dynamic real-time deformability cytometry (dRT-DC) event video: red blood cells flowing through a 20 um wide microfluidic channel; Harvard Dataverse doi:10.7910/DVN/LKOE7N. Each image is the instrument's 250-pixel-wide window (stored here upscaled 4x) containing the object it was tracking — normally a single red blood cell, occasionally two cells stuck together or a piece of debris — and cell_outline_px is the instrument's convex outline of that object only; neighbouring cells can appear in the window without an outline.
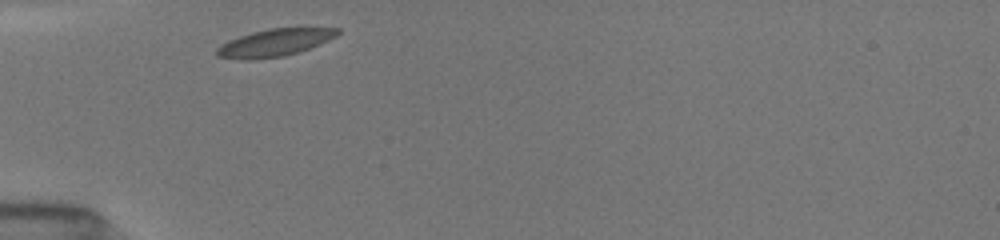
{"species": "common noctule bat (a hibernating species)", "species_latin": "Nyctalus noctula", "temperature_condition": "room temperature", "stored_images_in_passage": 29, "camera_frame_rate_fps": 3000, "um_per_image_px": 0.085, "animal": {"sex": "female", "body_mass_g": 19.5, "forearm_length_mm": 54.1}, "frame": {"image": 1, "passage_image": 1, "time_ms": 0.0, "image_size_px": [1000, 240], "cell_outline_px": [[340, 32], [336, 36], [328, 40], [308, 48], [284, 56], [248, 60], [240, 60], [216, 56], [216, 48], [220, 44], [228, 40], [252, 32], [268, 28], [300, 24], [340, 28]], "centroid_in_image_um": [23.41, 3.56], "position_along_channel_um": 61.6, "area_um2": 20.17}}
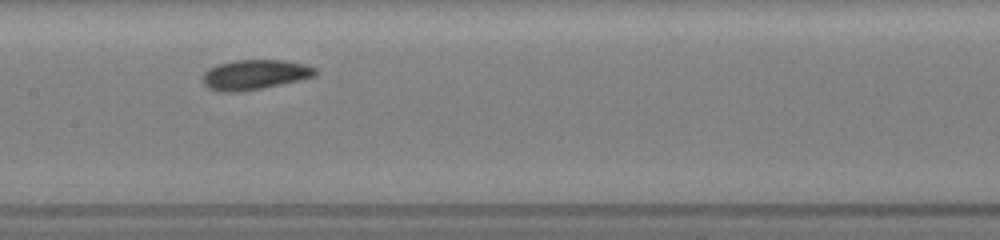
{"frame": {"image": 2, "passage_image": 11, "time_ms": 3.333, "image_size_px": [1000, 240], "cell_outline_px": [[316, 76], [300, 80], [264, 88], [240, 92], [220, 92], [208, 88], [204, 84], [204, 72], [208, 68], [216, 64], [236, 60], [284, 60], [304, 64], [316, 68]], "centroid_in_image_um": [21.65, 6.35], "position_along_channel_um": 185.8, "area_um2": 19.77}}
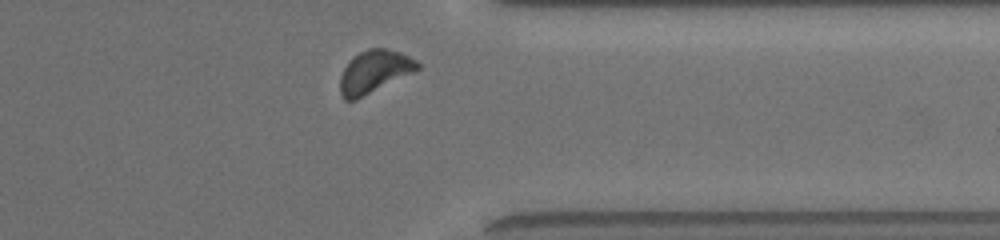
{"frame": {"image": 3, "passage_image": 26, "time_ms": 8.333, "image_size_px": [1000, 240], "cell_outline_px": [[420, 68], [356, 100], [344, 100], [340, 92], [340, 76], [344, 68], [352, 56], [368, 48], [384, 48], [400, 52], [416, 60], [420, 64]], "centroid_in_image_um": [31.78, 6.08], "position_along_channel_um": 379.6, "area_um2": 19.02}, "authors_computed_cell_mechanics": {"area_um2": 18.8428, "velocity_mm_per_s": 3.9352, "shape_relaxation_time_tau1_ms": 1.762, "shape_relaxation_time_tau2_ms": 4.727, "deformation_change_tau1": 0.0803, "deformation_change_tau2": 0.0931}}